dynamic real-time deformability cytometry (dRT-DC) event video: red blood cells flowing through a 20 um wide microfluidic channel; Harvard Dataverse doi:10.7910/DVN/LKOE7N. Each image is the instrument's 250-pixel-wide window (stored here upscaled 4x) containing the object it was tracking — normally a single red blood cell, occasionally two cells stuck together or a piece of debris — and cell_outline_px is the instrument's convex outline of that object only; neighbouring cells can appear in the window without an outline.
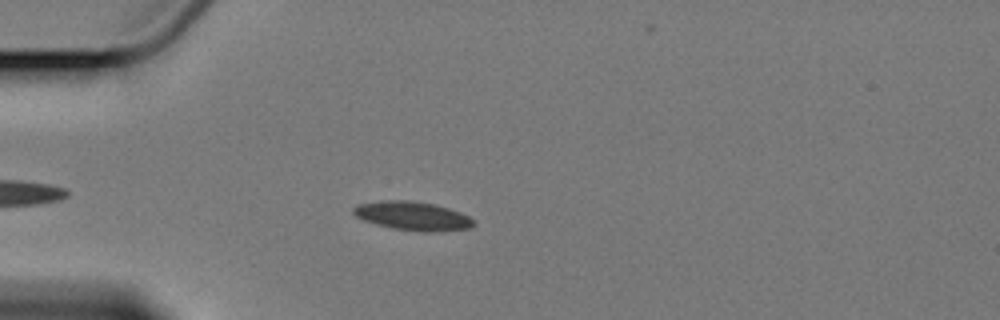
{"species": "Egyptian fruit bat (a non-hibernating species)", "species_latin": "Rousettus aegyptiacus", "temperature_condition": "cold", "stored_images_in_passage": 5, "camera_frame_rate_fps": 3000, "um_per_image_px": 0.085, "animal": {"sex": "female"}, "frame": {"image": 1, "passage_image": 5, "time_ms": 4.667, "image_size_px": [1000, 320], "cell_outline_px": [[476, 224], [472, 228], [432, 232], [420, 232], [392, 228], [376, 224], [364, 220], [356, 216], [352, 212], [352, 208], [356, 204], [380, 200], [408, 200], [436, 204], [460, 212], [476, 220]], "centroid_in_image_um": [35.09, 18.35], "position_along_channel_um": 49.9, "area_um2": 20.46}}